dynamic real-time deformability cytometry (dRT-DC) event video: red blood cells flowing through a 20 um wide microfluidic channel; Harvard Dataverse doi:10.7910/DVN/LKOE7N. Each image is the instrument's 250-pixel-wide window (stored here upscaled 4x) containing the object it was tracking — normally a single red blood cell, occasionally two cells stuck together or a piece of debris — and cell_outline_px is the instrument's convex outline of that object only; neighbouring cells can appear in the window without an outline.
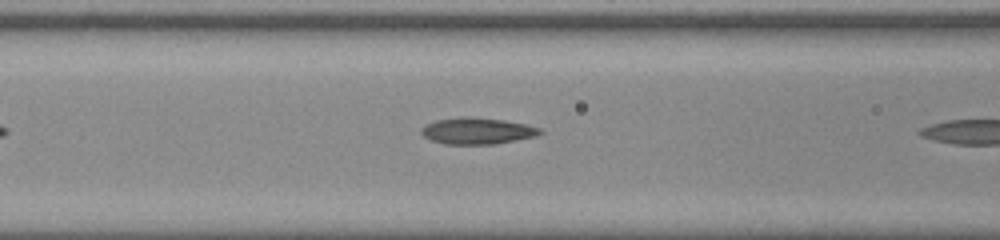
{"species": "common noctule bat (a hibernating species)", "species_latin": "Nyctalus noctula", "temperature_condition": "room temperature", "stored_images_in_passage": 7, "camera_frame_rate_fps": 3000, "um_per_image_px": 0.085, "animal": {"sex": "male", "body_mass_g": 20.0, "forearm_length_mm": 53.3}, "frame": {"image": 1, "passage_image": 6, "time_ms": 1.667, "image_size_px": [1000, 240], "cell_outline_px": [[544, 132], [536, 136], [496, 144], [444, 144], [432, 140], [424, 136], [420, 132], [420, 128], [424, 124], [436, 120], [464, 116], [468, 116], [504, 120], [524, 124], [540, 128]], "centroid_in_image_um": [40.54, 11.12], "position_along_channel_um": 126.1, "area_um2": 18.38}}